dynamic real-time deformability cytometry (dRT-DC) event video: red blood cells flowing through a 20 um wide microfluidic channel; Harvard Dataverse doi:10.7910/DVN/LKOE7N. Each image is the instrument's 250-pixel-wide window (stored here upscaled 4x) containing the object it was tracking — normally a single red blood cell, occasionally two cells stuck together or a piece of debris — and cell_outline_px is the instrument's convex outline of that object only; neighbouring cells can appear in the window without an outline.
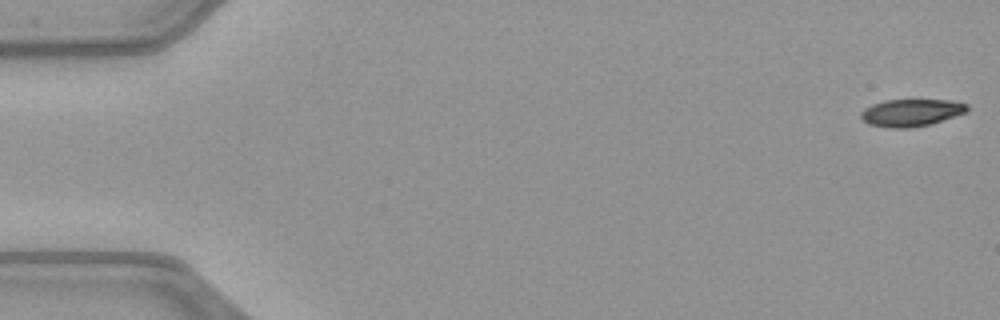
{"species": "common noctule bat (a hibernating species)", "species_latin": "Nyctalus noctula", "temperature_condition": "warm", "stored_images_in_passage": 51, "camera_frame_rate_fps": 3000, "um_per_image_px": 0.085, "animal": {"sex": "female", "body_mass_g": 21.9}, "frame": {"image": 1, "passage_image": 1, "time_ms": 0.0, "image_size_px": [1000, 320], "cell_outline_px": [[968, 108], [964, 112], [928, 124], [908, 128], [888, 128], [872, 124], [864, 120], [860, 116], [860, 112], [864, 108], [872, 104], [884, 100], [948, 100], [968, 104]], "centroid_in_image_um": [77.39, 9.56], "position_along_channel_um": 7.6, "area_um2": 16.47}}
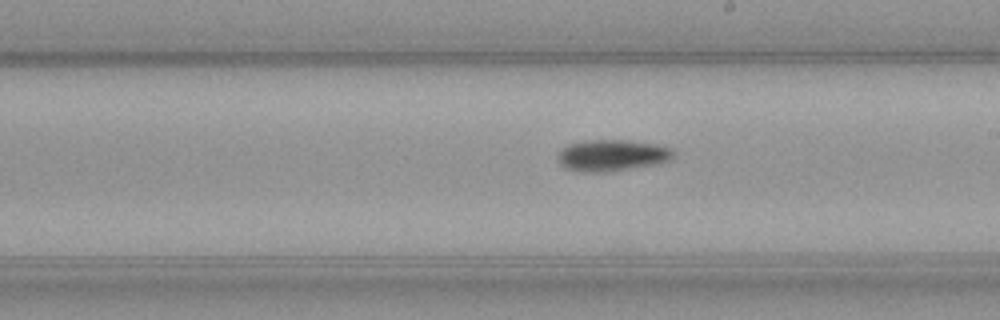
{"frame": {"image": 2, "passage_image": 29, "time_ms": 9.333, "image_size_px": [1000, 320], "cell_outline_px": [[676, 156], [672, 160], [660, 164], [612, 172], [580, 172], [564, 168], [556, 160], [556, 156], [560, 148], [568, 144], [584, 140], [624, 140], [672, 148]], "centroid_in_image_um": [51.98, 13.23], "position_along_channel_um": 237.0, "area_um2": 21.73}}
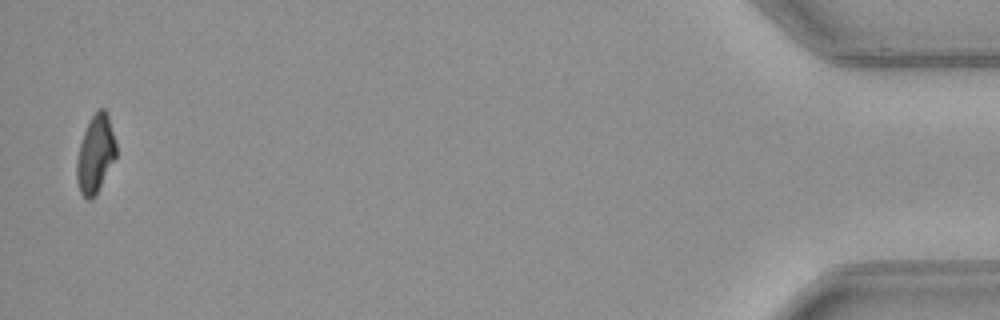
{"frame": {"image": 3, "passage_image": 50, "time_ms": 16.333, "image_size_px": [1000, 320], "cell_outline_px": [[116, 156], [96, 196], [92, 200], [88, 200], [80, 192], [76, 180], [76, 160], [80, 144], [84, 132], [92, 116], [100, 108], [104, 108], [108, 116], [116, 144]], "centroid_in_image_um": [8.1, 13.15], "position_along_channel_um": 427.1, "area_um2": 17.74}, "authors_computed_cell_mechanics": {"area_um2": 19.1318, "velocity_mm_per_s": 4.0765, "shape_relaxation_time_tau1_ms": 3.8694, "shape_relaxation_time_tau2_ms": null, "deformation_change_tau1": 0.1581, "deformation_change_tau2": null}}